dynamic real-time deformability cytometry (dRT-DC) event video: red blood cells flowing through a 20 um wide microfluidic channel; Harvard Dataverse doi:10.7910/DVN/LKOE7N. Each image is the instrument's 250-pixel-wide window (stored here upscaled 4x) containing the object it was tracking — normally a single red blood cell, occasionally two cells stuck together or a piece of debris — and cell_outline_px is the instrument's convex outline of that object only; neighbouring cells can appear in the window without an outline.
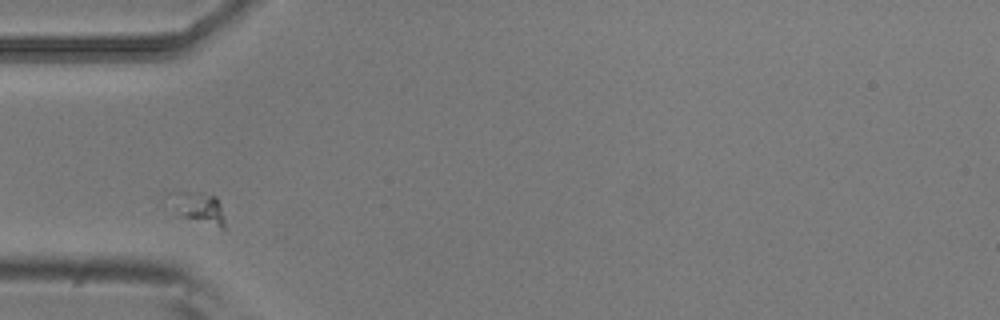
{"species": "common noctule bat (a hibernating species)", "species_latin": "Nyctalus noctula", "temperature_condition": "room temperature", "stored_images_in_passage": 9, "camera_frame_rate_fps": 3000, "um_per_image_px": 0.085, "animal": {"sex": "male", "body_mass_g": 20.5, "forearm_length_mm": 52.5}, "frame": {"image": 1, "passage_image": 1, "time_ms": 0.0, "image_size_px": [1000, 320], "cell_outline_px": [[224, 232], [176, 216], [164, 208], [164, 192], [200, 192], [216, 196], [220, 204], [224, 216]], "centroid_in_image_um": [16.66, 17.7], "position_along_channel_um": 68.3, "area_um2": 11.85}}
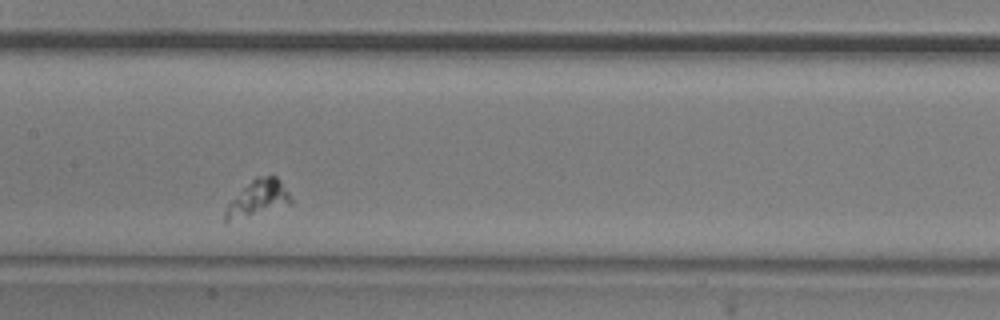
{"frame": {"image": 2, "passage_image": 4, "time_ms": 1.0, "image_size_px": [1000, 320], "cell_outline_px": [[292, 204], [224, 224], [224, 212], [228, 204], [256, 176], [276, 176], [280, 180], [288, 192], [292, 200]], "centroid_in_image_um": [21.91, 16.9], "position_along_channel_um": 185.5, "area_um2": 13.7}}
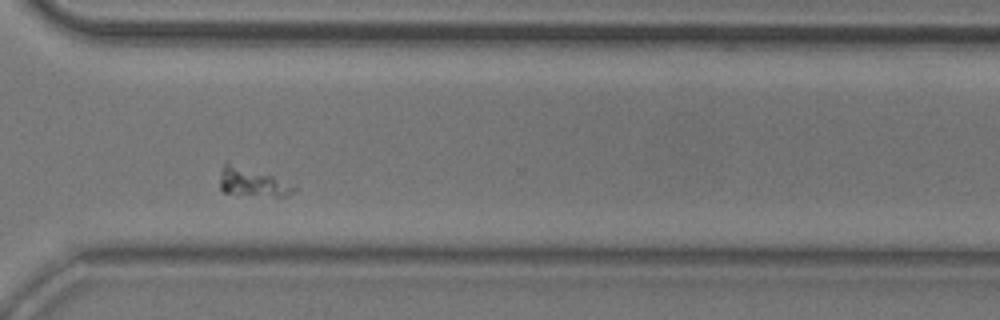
{"frame": {"image": 3, "passage_image": 8, "time_ms": 2.333, "image_size_px": [1000, 320], "cell_outline_px": [[296, 188], [292, 192], [284, 196], [272, 196], [224, 192], [220, 188], [220, 172], [224, 164], [228, 160], [272, 176]], "centroid_in_image_um": [21.34, 15.44], "position_along_channel_um": 349.3, "area_um2": 11.96}}